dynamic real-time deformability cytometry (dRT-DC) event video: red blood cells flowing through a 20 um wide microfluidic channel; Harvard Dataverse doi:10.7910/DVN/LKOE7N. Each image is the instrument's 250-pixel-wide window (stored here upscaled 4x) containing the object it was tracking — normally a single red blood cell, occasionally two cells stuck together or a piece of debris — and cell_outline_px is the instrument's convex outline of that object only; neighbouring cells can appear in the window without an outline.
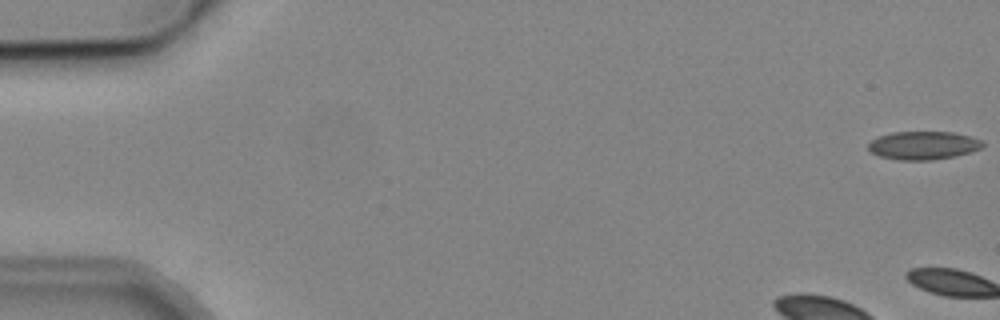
{"species": "common noctule bat (a hibernating species)", "species_latin": "Nyctalus noctula", "temperature_condition": "cold", "stored_images_in_passage": 6, "camera_frame_rate_fps": 3000, "um_per_image_px": 0.085, "animal": {"sex": "male", "body_mass_g": 19.2, "forearm_length_mm": 51.8}, "frame": {"image": 1, "passage_image": 1, "time_ms": 0.0, "image_size_px": [1000, 320], "cell_outline_px": [[984, 144], [980, 148], [956, 156], [932, 160], [900, 160], [880, 156], [872, 152], [868, 148], [868, 144], [876, 136], [892, 132], [952, 132], [984, 140]], "centroid_in_image_um": [78.46, 12.35], "position_along_channel_um": 6.5, "area_um2": 18.79}}
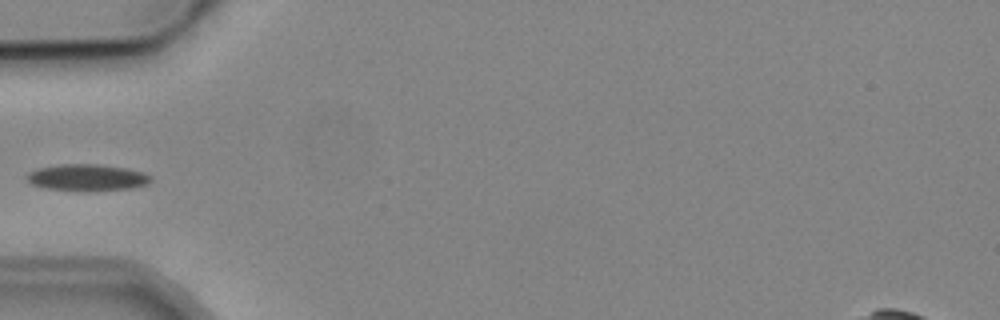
{"frame": {"image": 2, "passage_image": 6, "time_ms": 6.667, "image_size_px": [1000, 320], "cell_outline_px": [[152, 180], [148, 184], [132, 188], [88, 192], [80, 192], [48, 188], [32, 184], [28, 180], [28, 172], [36, 168], [60, 164], [100, 164], [124, 168], [144, 172], [152, 176]], "centroid_in_image_um": [7.44, 15.1], "position_along_channel_um": 77.6, "area_um2": 19.54}}